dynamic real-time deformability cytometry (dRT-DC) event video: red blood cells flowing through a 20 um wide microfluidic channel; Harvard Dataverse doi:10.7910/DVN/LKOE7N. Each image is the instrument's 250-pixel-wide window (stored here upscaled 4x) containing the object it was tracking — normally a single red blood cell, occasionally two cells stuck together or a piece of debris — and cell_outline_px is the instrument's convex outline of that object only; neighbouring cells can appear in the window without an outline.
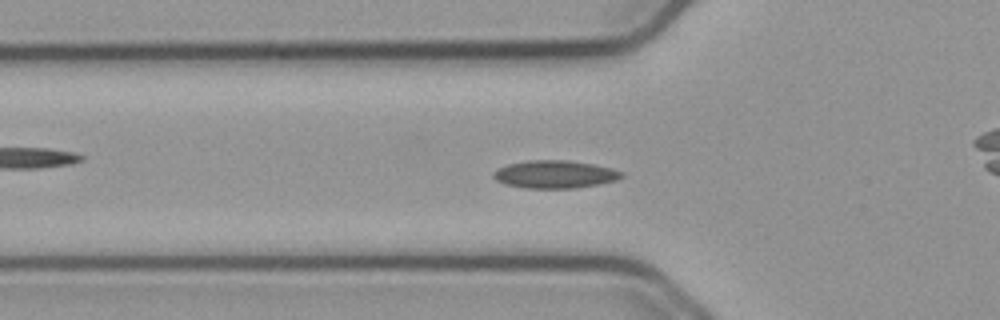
{"species": "common noctule bat (a hibernating species)", "species_latin": "Nyctalus noctula", "temperature_condition": "cold", "stored_images_in_passage": 53, "camera_frame_rate_fps": 3000, "um_per_image_px": 0.085, "animal": {"sex": "male", "body_mass_g": 23.1, "forearm_length_mm": 52.7}, "frame": {"image": 1, "passage_image": 16, "time_ms": 5.0, "image_size_px": [1000, 320], "cell_outline_px": [[624, 176], [616, 180], [576, 188], [524, 188], [504, 184], [496, 180], [492, 176], [492, 172], [496, 168], [508, 164], [528, 160], [568, 160], [592, 164], [612, 168], [624, 172]], "centroid_in_image_um": [47.12, 14.81], "position_along_channel_um": 78.7, "area_um2": 20.87}}
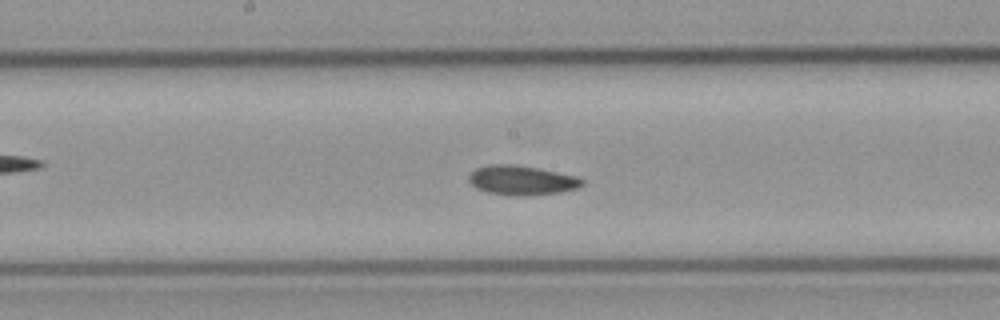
{"frame": {"image": 2, "passage_image": 26, "time_ms": 8.333, "image_size_px": [1000, 320], "cell_outline_px": [[584, 184], [576, 188], [560, 192], [524, 196], [512, 196], [488, 192], [476, 188], [468, 180], [468, 176], [476, 168], [488, 164], [516, 164], [576, 176], [584, 180]], "centroid_in_image_um": [44.32, 15.32], "position_along_channel_um": 203.9, "area_um2": 19.42}}
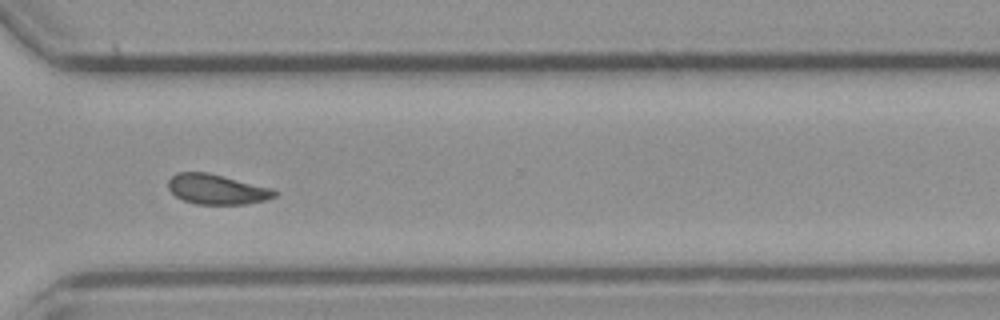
{"frame": {"image": 3, "passage_image": 38, "time_ms": 12.333, "image_size_px": [1000, 320], "cell_outline_px": [[276, 196], [268, 200], [244, 204], [196, 204], [184, 200], [176, 196], [168, 188], [168, 180], [176, 172], [208, 172], [272, 188], [276, 192]], "centroid_in_image_um": [18.43, 16.08], "position_along_channel_um": 352.2, "area_um2": 18.61}, "authors_computed_cell_mechanics": {"area_um2": 18.9006, "velocity_mm_per_s": 3.7222, "shape_relaxation_time_tau1_ms": null, "shape_relaxation_time_tau2_ms": 5.4412, "deformation_change_tau1": null, "deformation_change_tau2": 0.0931}}